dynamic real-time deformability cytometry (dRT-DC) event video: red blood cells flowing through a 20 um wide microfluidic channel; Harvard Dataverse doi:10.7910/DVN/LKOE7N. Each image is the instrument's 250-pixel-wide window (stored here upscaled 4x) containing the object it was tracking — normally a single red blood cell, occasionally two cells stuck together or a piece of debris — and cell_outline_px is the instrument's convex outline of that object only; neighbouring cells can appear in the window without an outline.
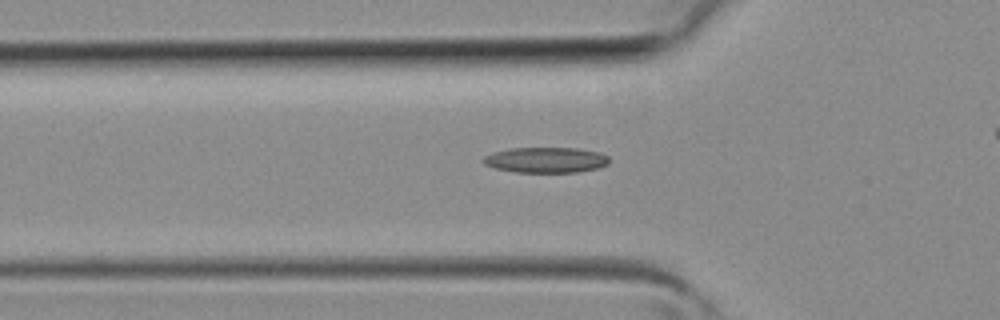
{"species": "common noctule bat (a hibernating species)", "species_latin": "Nyctalus noctula", "temperature_condition": "room temperature", "stored_images_in_passage": 26, "camera_frame_rate_fps": 3000, "um_per_image_px": 0.085, "animal": {"sex": "female", "body_mass_g": 19.3, "forearm_length_mm": 54.1}, "frame": {"image": 1, "passage_image": 7, "time_ms": 2.0, "image_size_px": [1000, 320], "cell_outline_px": [[608, 164], [596, 168], [576, 172], [516, 172], [496, 168], [484, 164], [480, 160], [484, 156], [492, 152], [508, 148], [576, 148], [600, 152], [608, 156]], "centroid_in_image_um": [46.36, 13.59], "position_along_channel_um": 79.4, "area_um2": 18.73}}
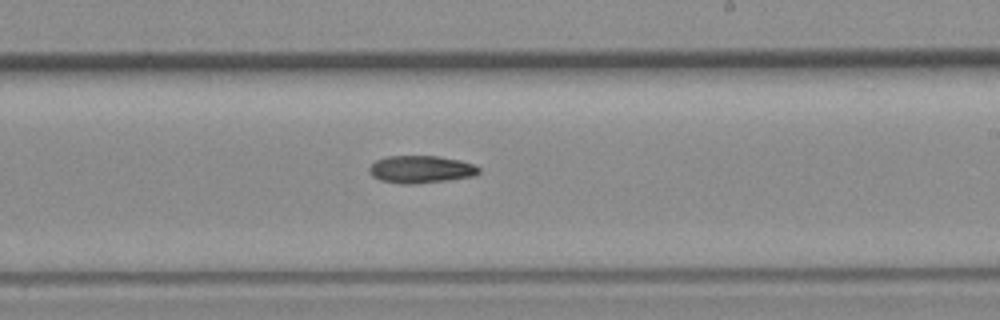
{"frame": {"image": 2, "passage_image": 17, "time_ms": 5.333, "image_size_px": [1000, 320], "cell_outline_px": [[480, 172], [472, 176], [448, 180], [412, 184], [400, 184], [380, 180], [372, 176], [368, 172], [368, 168], [376, 160], [388, 156], [440, 156], [460, 160], [476, 164], [480, 168]], "centroid_in_image_um": [35.77, 14.39], "position_along_channel_um": 253.2, "area_um2": 17.69}}
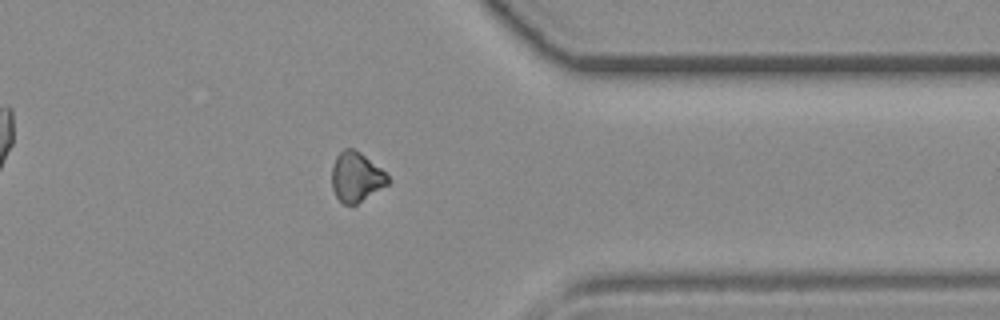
{"frame": {"image": 3, "passage_image": 25, "time_ms": 8.0, "image_size_px": [1000, 320], "cell_outline_px": [[388, 184], [356, 204], [344, 204], [336, 196], [332, 188], [332, 168], [336, 156], [344, 148], [352, 148], [360, 152], [380, 168], [388, 176]], "centroid_in_image_um": [30.25, 15.03], "position_along_channel_um": 381.1, "area_um2": 15.9}}